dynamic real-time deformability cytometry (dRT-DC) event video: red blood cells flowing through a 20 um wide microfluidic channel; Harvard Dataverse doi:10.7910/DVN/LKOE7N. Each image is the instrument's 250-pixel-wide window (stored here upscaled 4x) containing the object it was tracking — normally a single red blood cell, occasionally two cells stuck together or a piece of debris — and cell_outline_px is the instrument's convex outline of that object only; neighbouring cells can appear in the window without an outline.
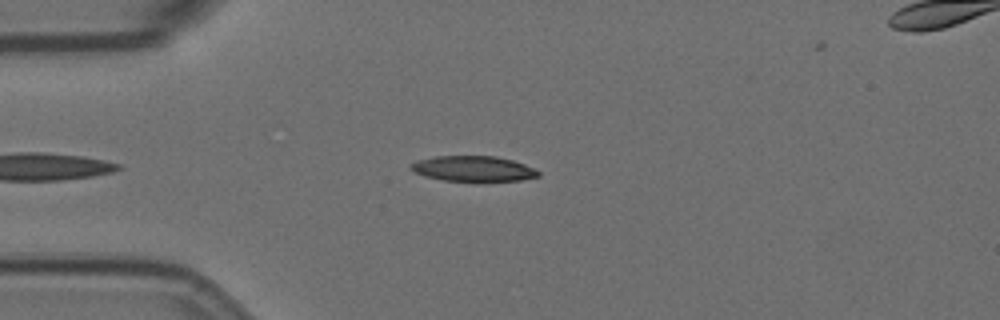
{"species": "Egyptian fruit bat (a non-hibernating species)", "species_latin": "Rousettus aegyptiacus", "temperature_condition": "room temperature", "stored_images_in_passage": 6, "camera_frame_rate_fps": 3000, "um_per_image_px": 0.085, "animal": {"sex": "female"}, "frame": {"image": 1, "passage_image": 4, "time_ms": 4.0, "image_size_px": [1000, 320], "cell_outline_px": [[540, 176], [520, 180], [444, 180], [424, 176], [408, 168], [416, 160], [432, 156], [496, 156], [512, 160], [524, 164], [540, 172]], "centroid_in_image_um": [40.19, 14.32], "position_along_channel_um": 44.8, "area_um2": 18.55}}
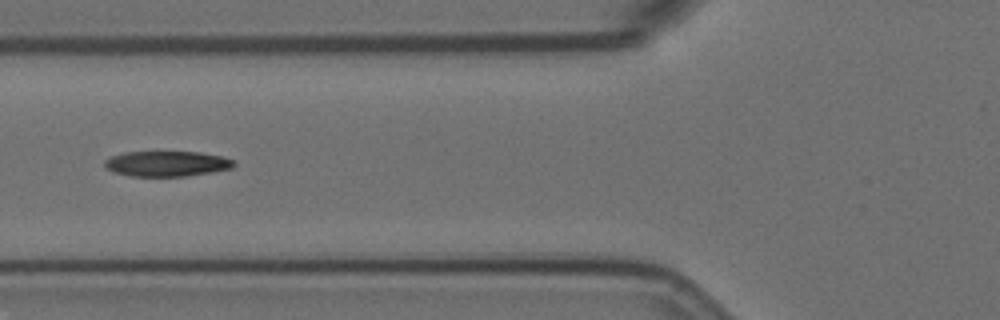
{"frame": {"image": 2, "passage_image": 6, "time_ms": 6.333, "image_size_px": [1000, 320], "cell_outline_px": [[236, 164], [232, 168], [212, 172], [184, 176], [132, 176], [112, 172], [104, 168], [104, 160], [112, 156], [124, 152], [200, 152], [220, 156], [232, 160]], "centroid_in_image_um": [14.13, 13.92], "position_along_channel_um": 111.7, "area_um2": 19.07}}